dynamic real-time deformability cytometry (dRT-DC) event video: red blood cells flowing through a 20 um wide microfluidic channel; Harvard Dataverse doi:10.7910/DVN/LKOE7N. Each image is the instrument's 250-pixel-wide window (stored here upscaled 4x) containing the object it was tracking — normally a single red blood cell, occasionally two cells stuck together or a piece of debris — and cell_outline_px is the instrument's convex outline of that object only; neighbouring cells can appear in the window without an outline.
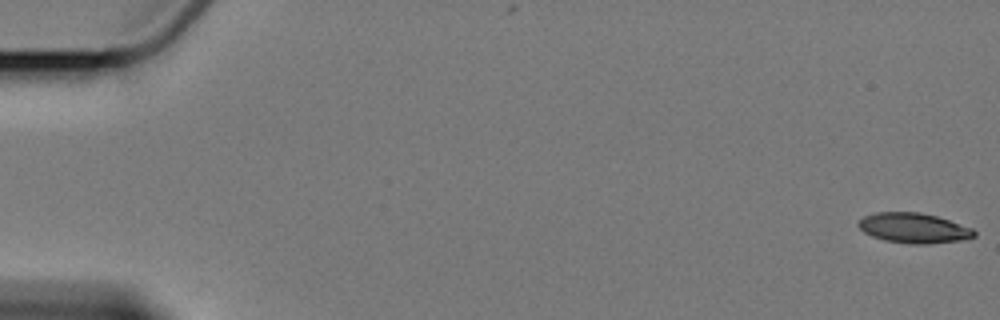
{"species": "Egyptian fruit bat (a non-hibernating species)", "species_latin": "Rousettus aegyptiacus", "temperature_condition": "cold", "stored_images_in_passage": 8, "camera_frame_rate_fps": 3000, "um_per_image_px": 0.085, "animal": {"sex": "female"}, "frame": {"image": 1, "passage_image": 1, "time_ms": 0.0, "image_size_px": [1000, 320], "cell_outline_px": [[976, 236], [968, 240], [928, 244], [912, 244], [884, 240], [872, 236], [864, 232], [856, 224], [864, 216], [876, 212], [920, 212], [936, 216], [972, 228], [976, 232]], "centroid_in_image_um": [77.69, 19.39], "position_along_channel_um": 7.3, "area_um2": 20.4}}
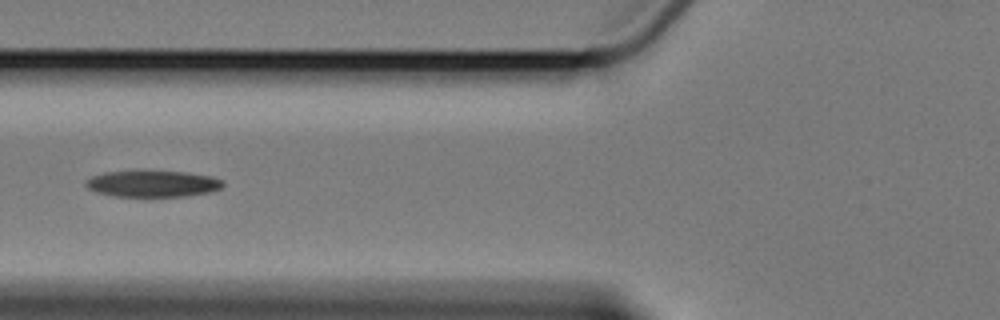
{"frame": {"image": 2, "passage_image": 7, "time_ms": 7.667, "image_size_px": [1000, 320], "cell_outline_px": [[224, 184], [220, 188], [212, 192], [184, 196], [116, 196], [96, 192], [88, 188], [84, 184], [84, 180], [92, 176], [104, 172], [136, 168], [144, 168], [184, 172], [212, 176], [220, 180]], "centroid_in_image_um": [12.91, 15.56], "position_along_channel_um": 112.9, "area_um2": 22.02}}
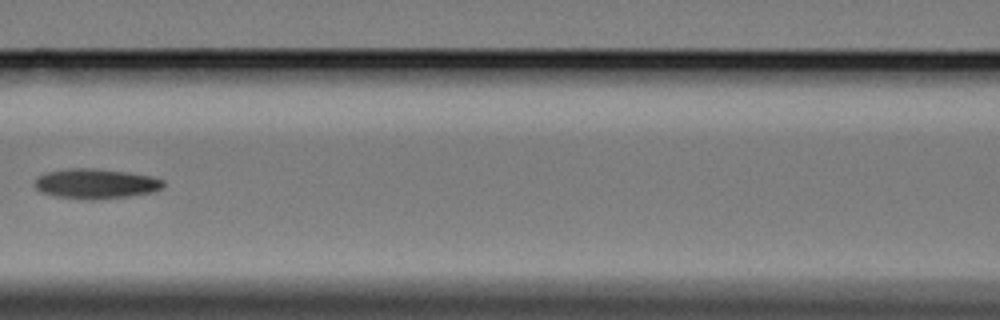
{"frame": {"image": 3, "passage_image": 8, "time_ms": 9.0, "image_size_px": [1000, 320], "cell_outline_px": [[164, 184], [160, 188], [152, 192], [128, 196], [96, 200], [88, 200], [56, 196], [40, 192], [32, 184], [36, 176], [44, 172], [68, 168], [96, 168], [128, 172], [152, 176], [164, 180]], "centroid_in_image_um": [8.07, 15.6], "position_along_channel_um": 158.5, "area_um2": 22.77}}